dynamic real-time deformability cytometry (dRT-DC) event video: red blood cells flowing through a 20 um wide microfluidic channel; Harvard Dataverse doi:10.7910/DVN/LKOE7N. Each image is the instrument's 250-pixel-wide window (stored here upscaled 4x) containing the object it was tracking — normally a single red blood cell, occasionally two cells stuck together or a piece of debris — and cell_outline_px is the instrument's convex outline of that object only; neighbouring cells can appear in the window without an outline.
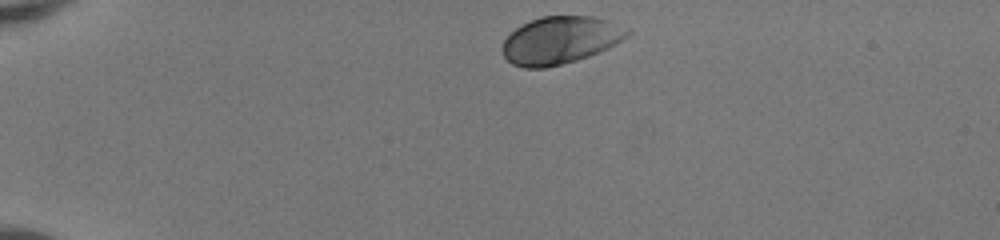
{"species": "human", "species_latin": "Homo sapiens", "temperature_condition": "room temperature", "stored_images_in_passage": 40, "camera_frame_rate_fps": 3000, "um_per_image_px": 0.085, "donor": {"sex": "female"}, "frame": {"image": 1, "passage_image": 1, "time_ms": 0.0, "image_size_px": [1000, 240], "cell_outline_px": [[632, 32], [628, 36], [616, 44], [608, 48], [588, 56], [576, 60], [544, 68], [524, 68], [512, 64], [504, 56], [500, 48], [504, 40], [516, 28], [528, 20], [540, 16], [592, 16], [608, 20], [628, 28]], "centroid_in_image_um": [47.62, 3.41], "position_along_channel_um": 37.4, "area_um2": 34.68}}
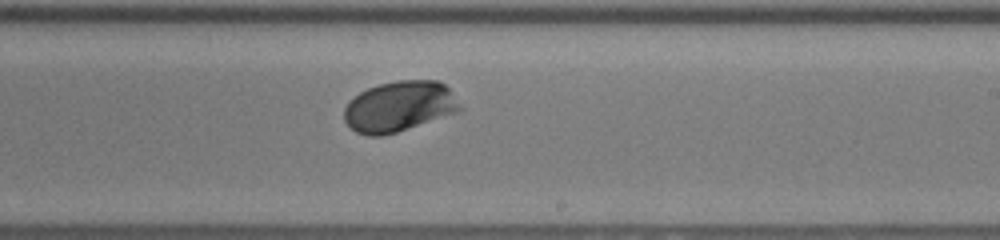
{"frame": {"image": 2, "passage_image": 22, "time_ms": 7.0, "image_size_px": [1000, 240], "cell_outline_px": [[464, 108], [456, 112], [384, 136], [368, 136], [356, 132], [344, 120], [344, 108], [348, 100], [360, 92], [368, 88], [380, 84], [396, 80], [440, 80], [448, 88]], "centroid_in_image_um": [33.91, 9.04], "position_along_channel_um": 255.1, "area_um2": 34.04}}
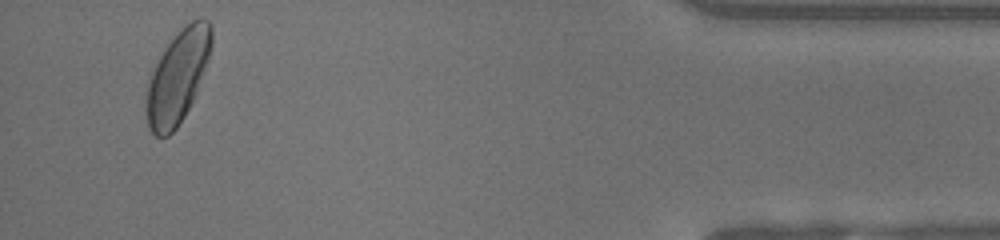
{"frame": {"image": 3, "passage_image": 38, "time_ms": 12.333, "image_size_px": [1000, 240], "cell_outline_px": [[212, 44], [208, 60], [196, 92], [184, 116], [176, 128], [168, 136], [156, 136], [148, 128], [148, 76], [172, 36], [184, 24], [200, 16], [208, 20], [212, 24]], "centroid_in_image_um": [15.13, 6.43], "position_along_channel_um": 420.1, "area_um2": 34.91}, "authors_computed_cell_mechanics": {"area_um2": 33.5529, "velocity_mm_per_s": 4.1084, "shape_relaxation_time_tau1_ms": 1.4138, "shape_relaxation_time_tau2_ms": null, "deformation_change_tau1": 0.1157, "deformation_change_tau2": null}}